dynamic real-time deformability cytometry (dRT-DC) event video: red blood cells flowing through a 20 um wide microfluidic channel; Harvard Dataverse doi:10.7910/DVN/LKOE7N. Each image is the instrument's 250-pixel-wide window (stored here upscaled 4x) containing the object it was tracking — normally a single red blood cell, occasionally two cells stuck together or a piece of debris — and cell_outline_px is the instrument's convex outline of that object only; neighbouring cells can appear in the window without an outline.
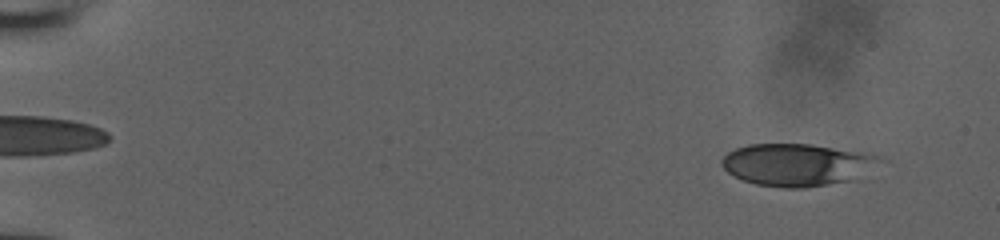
{"species": "human", "species_latin": "Homo sapiens", "temperature_condition": "room temperature", "stored_images_in_passage": 51, "camera_frame_rate_fps": 3000, "um_per_image_px": 0.085, "donor": {"sex": "male"}, "frame": {"image": 1, "passage_image": 4, "time_ms": 1.0, "image_size_px": [1000, 240], "cell_outline_px": [[888, 160], [860, 180], [804, 188], [784, 188], [756, 184], [744, 180], [728, 172], [720, 164], [720, 160], [728, 152], [736, 148], [748, 144], [812, 144], [868, 152], [884, 156]], "centroid_in_image_um": [67.94, 14.0], "position_along_channel_um": 17.1, "area_um2": 40.29}}
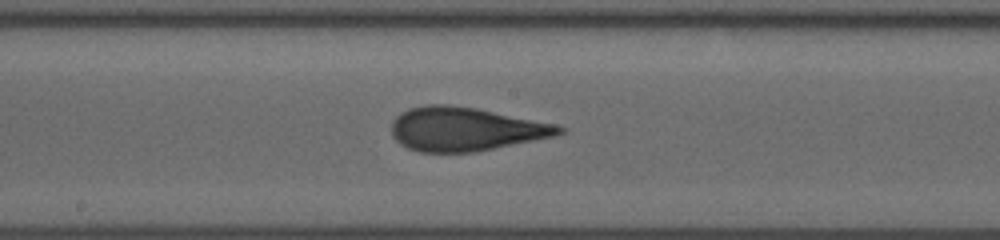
{"frame": {"image": 2, "passage_image": 29, "time_ms": 9.333, "image_size_px": [1000, 240], "cell_outline_px": [[568, 128], [564, 132], [552, 136], [472, 152], [420, 152], [408, 148], [400, 144], [392, 136], [392, 120], [400, 112], [408, 108], [424, 104], [448, 104], [476, 108], [556, 124]], "centroid_in_image_um": [39.5, 10.95], "position_along_channel_um": 208.7, "area_um2": 42.48}}
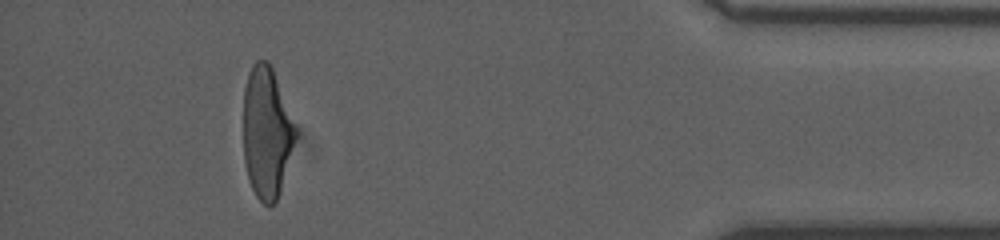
{"frame": {"image": 3, "passage_image": 47, "time_ms": 15.333, "image_size_px": [1000, 240], "cell_outline_px": [[296, 136], [280, 192], [276, 204], [268, 208], [256, 196], [252, 188], [244, 164], [244, 88], [248, 72], [252, 64], [256, 60], [268, 60], [272, 68], [296, 128]], "centroid_in_image_um": [22.65, 11.29], "position_along_channel_um": 412.6, "area_um2": 39.71}}